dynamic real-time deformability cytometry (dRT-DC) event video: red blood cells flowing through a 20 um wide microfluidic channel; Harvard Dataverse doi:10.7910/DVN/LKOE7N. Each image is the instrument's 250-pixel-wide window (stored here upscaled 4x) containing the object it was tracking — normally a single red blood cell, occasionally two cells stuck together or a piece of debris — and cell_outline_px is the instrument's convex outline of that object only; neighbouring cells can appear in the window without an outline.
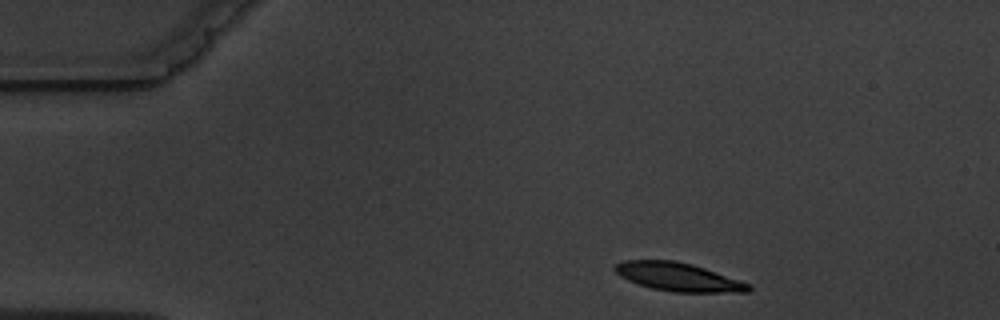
{"species": "common noctule bat (a hibernating species)", "species_latin": "Nyctalus noctula", "temperature_condition": "warm", "stored_images_in_passage": 3, "camera_frame_rate_fps": 3000, "um_per_image_px": 0.085, "animal": {"sex": "male", "body_mass_g": 19.5, "forearm_length_mm": 54.6}, "frame": {"image": 1, "passage_image": 1, "time_ms": 0.0, "image_size_px": [1000, 320], "cell_outline_px": [[752, 288], [748, 292], [672, 292], [652, 288], [628, 280], [620, 276], [612, 268], [616, 264], [624, 260], [676, 260], [692, 264], [752, 284]], "centroid_in_image_um": [57.66, 23.53], "position_along_channel_um": 27.3, "area_um2": 22.08}}
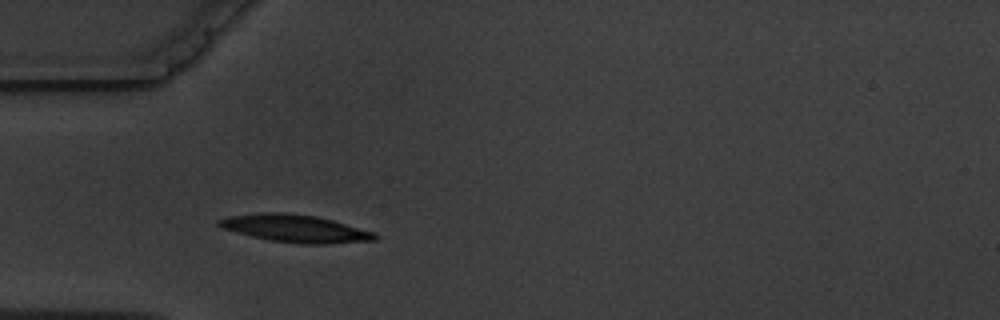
{"frame": {"image": 2, "passage_image": 3, "time_ms": 2.667, "image_size_px": [1000, 320], "cell_outline_px": [[380, 236], [376, 240], [328, 244], [304, 244], [272, 240], [252, 236], [224, 228], [216, 224], [216, 220], [228, 216], [260, 212], [284, 212], [316, 216], [332, 220], [376, 232]], "centroid_in_image_um": [25.14, 19.41], "position_along_channel_um": 59.9, "area_um2": 25.03}}